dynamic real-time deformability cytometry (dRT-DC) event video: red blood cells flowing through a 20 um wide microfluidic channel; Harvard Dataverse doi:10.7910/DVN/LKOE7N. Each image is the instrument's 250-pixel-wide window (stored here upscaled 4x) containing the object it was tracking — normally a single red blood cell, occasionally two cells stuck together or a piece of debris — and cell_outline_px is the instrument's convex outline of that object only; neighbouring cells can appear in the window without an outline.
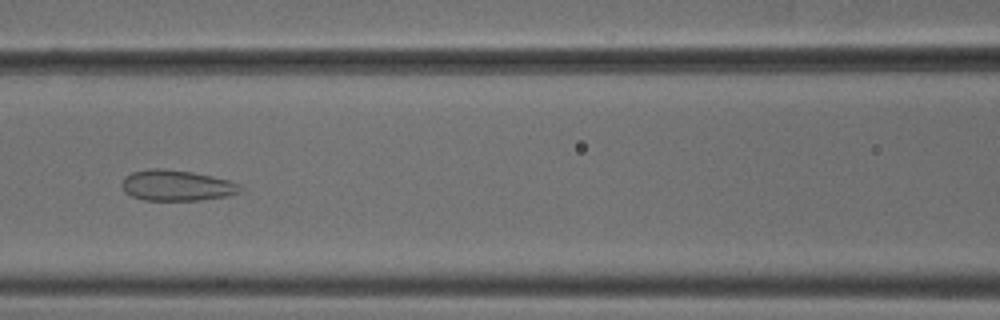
{"species": "common noctule bat (a hibernating species)", "species_latin": "Nyctalus noctula", "temperature_condition": "cold", "stored_images_in_passage": 37, "camera_frame_rate_fps": 3000, "um_per_image_px": 0.085, "animal": {"sex": "male", "body_mass_g": 18.8}, "frame": {"image": 1, "passage_image": 15, "time_ms": 4.667, "image_size_px": [1000, 320], "cell_outline_px": [[244, 188], [240, 192], [224, 196], [200, 200], [144, 200], [132, 196], [124, 192], [120, 184], [124, 176], [132, 172], [148, 168], [164, 168], [192, 172], [212, 176], [228, 180], [240, 184]], "centroid_in_image_um": [14.98, 15.75], "position_along_channel_um": 151.6, "area_um2": 21.39}}
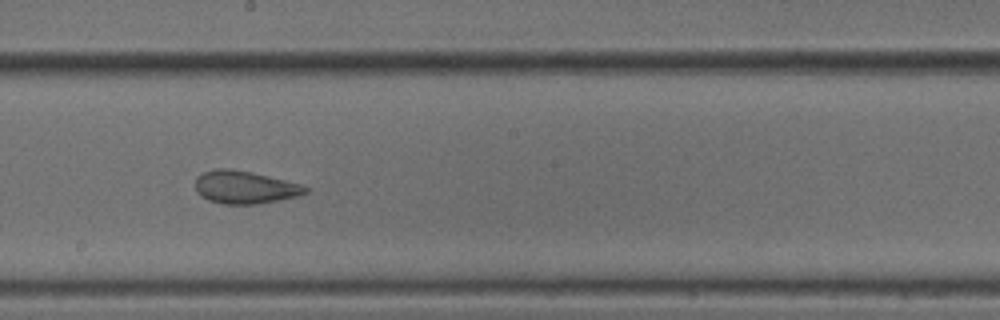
{"frame": {"image": 2, "passage_image": 21, "time_ms": 6.667, "image_size_px": [1000, 320], "cell_outline_px": [[308, 192], [296, 196], [256, 204], [224, 204], [208, 200], [200, 196], [196, 192], [196, 176], [204, 172], [216, 168], [228, 168], [252, 172], [300, 184], [308, 188]], "centroid_in_image_um": [20.75, 15.91], "position_along_channel_um": 227.4, "area_um2": 20.87}}
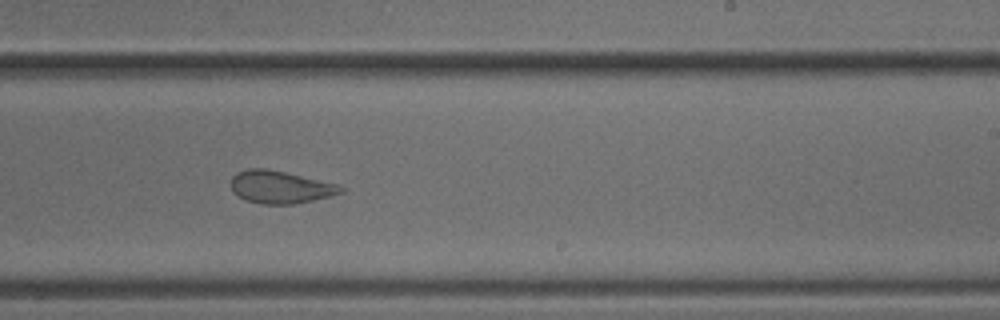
{"frame": {"image": 3, "passage_image": 24, "time_ms": 7.667, "image_size_px": [1000, 320], "cell_outline_px": [[344, 192], [332, 196], [296, 204], [260, 204], [244, 200], [232, 192], [232, 176], [236, 172], [248, 168], [264, 168], [284, 172], [336, 184], [344, 188]], "centroid_in_image_um": [23.79, 15.91], "position_along_channel_um": 265.2, "area_um2": 20.87}, "authors_computed_cell_mechanics": {"area_um2": 21.3282, "velocity_mm_per_s": 3.7879, "shape_relaxation_time_tau1_ms": null, "shape_relaxation_time_tau2_ms": 1.4856, "deformation_change_tau1": null, "deformation_change_tau2": 0.0942}}